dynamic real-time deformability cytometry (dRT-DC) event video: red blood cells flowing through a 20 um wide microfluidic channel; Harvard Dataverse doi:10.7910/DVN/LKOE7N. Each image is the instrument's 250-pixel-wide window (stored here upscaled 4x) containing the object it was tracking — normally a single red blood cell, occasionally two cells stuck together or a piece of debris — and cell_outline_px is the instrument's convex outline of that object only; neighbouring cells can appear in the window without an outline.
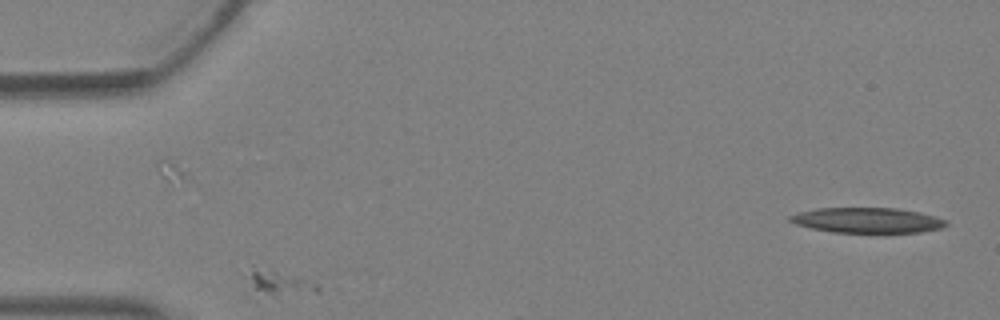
{"species": "Egyptian fruit bat (a non-hibernating species)", "species_latin": "Rousettus aegyptiacus", "temperature_condition": "warm", "stored_images_in_passage": 9, "segment_of_instrument_passage": [1, 2], "camera_frame_rate_fps": 3000, "um_per_image_px": 0.085, "animal": {"sex": "female"}, "frame": {"image": 1, "passage_image": 6, "time_ms": 1.667, "image_size_px": [1000, 320], "cell_outline_px": [[320, 292], [276, 296], [272, 296], [256, 288], [240, 272], [252, 268], [272, 264], [316, 284], [320, 288]], "centroid_in_image_um": [23.69, 23.91], "position_along_channel_um": 61.3, "area_um2": 10.92}}